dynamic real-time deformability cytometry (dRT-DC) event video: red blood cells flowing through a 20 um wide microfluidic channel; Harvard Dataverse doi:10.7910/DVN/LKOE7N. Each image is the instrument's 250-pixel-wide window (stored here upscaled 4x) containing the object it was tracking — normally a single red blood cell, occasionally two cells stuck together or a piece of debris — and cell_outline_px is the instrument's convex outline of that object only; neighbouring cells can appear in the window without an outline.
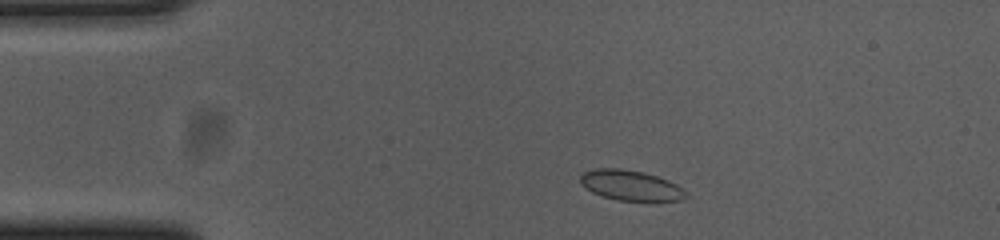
{"species": "common noctule bat (a hibernating species)", "species_latin": "Nyctalus noctula", "temperature_condition": "cold", "stored_images_in_passage": 49, "camera_frame_rate_fps": 3000, "um_per_image_px": 0.085, "animal": {"sex": "female", "body_mass_g": 23.0, "forearm_length_mm": 53.4}, "frame": {"image": 1, "passage_image": 4, "time_ms": 1.0, "image_size_px": [1000, 240], "cell_outline_px": [[688, 196], [684, 200], [656, 204], [616, 200], [592, 192], [580, 184], [580, 176], [584, 172], [596, 168], [620, 168], [644, 172], [668, 180], [676, 184], [688, 192]], "centroid_in_image_um": [53.7, 15.82], "position_along_channel_um": 31.3, "area_um2": 19.54}}
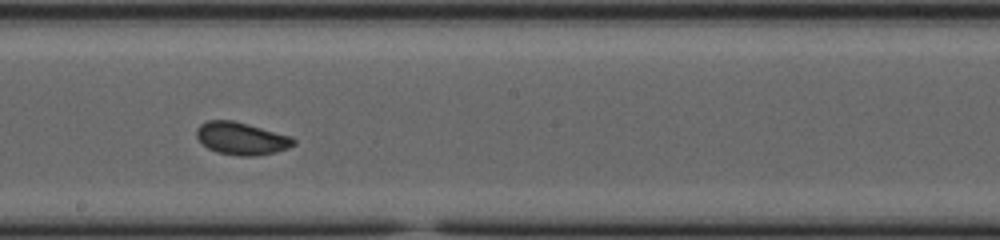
{"frame": {"image": 2, "passage_image": 24, "time_ms": 7.667, "image_size_px": [1000, 240], "cell_outline_px": [[296, 144], [288, 148], [276, 152], [256, 156], [240, 156], [216, 152], [208, 148], [196, 136], [196, 128], [200, 124], [208, 120], [232, 120], [292, 136], [296, 140]], "centroid_in_image_um": [20.54, 11.77], "position_along_channel_um": 227.7, "area_um2": 18.44}}
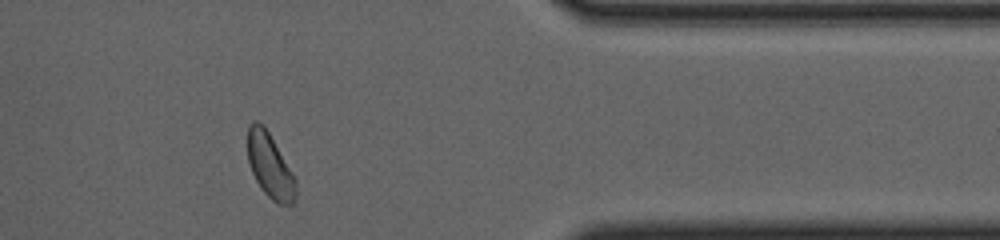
{"frame": {"image": 3, "passage_image": 39, "time_ms": 12.667, "image_size_px": [1000, 240], "cell_outline_px": [[296, 196], [292, 204], [280, 204], [272, 200], [264, 192], [256, 180], [252, 172], [248, 160], [248, 124], [252, 120], [256, 120], [264, 124], [296, 180]], "centroid_in_image_um": [22.93, 14.06], "position_along_channel_um": 388.5, "area_um2": 17.92}, "authors_computed_cell_mechanics": {"area_um2": 18.4382, "velocity_mm_per_s": 3.6528, "shape_relaxation_time_tau1_ms": 10.5153, "shape_relaxation_time_tau2_ms": null, "deformation_change_tau1": 0.1676, "deformation_change_tau2": null}}